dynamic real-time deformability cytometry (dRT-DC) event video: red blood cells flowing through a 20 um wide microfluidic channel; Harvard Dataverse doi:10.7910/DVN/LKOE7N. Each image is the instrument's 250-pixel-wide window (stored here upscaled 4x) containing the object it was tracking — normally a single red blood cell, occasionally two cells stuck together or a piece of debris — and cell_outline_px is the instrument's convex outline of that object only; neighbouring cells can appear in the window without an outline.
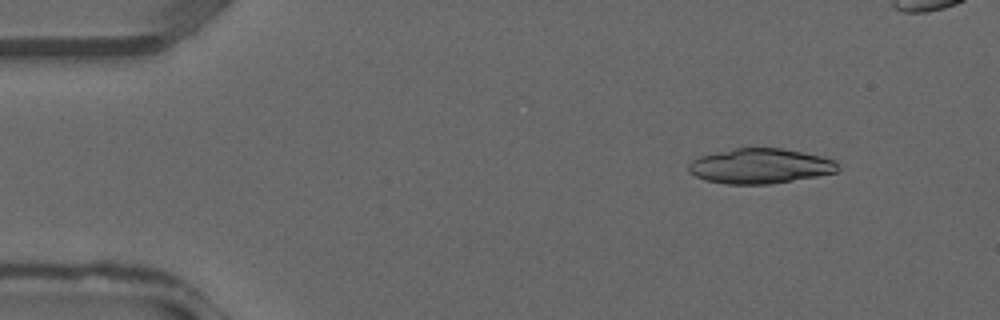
{"species": "common noctule bat (a hibernating species)", "species_latin": "Nyctalus noctula", "temperature_condition": "warm", "stored_images_in_passage": 16, "camera_frame_rate_fps": 3000, "um_per_image_px": 0.085, "animal": {"sex": "male", "forearm_length_mm": 52.5}, "frame": {"image": 1, "passage_image": 4, "time_ms": 1.0, "image_size_px": [1000, 320], "cell_outline_px": [[840, 168], [836, 172], [816, 176], [768, 184], [724, 184], [704, 180], [688, 172], [688, 164], [692, 160], [700, 156], [736, 148], [784, 148], [820, 156], [836, 160], [840, 164]], "centroid_in_image_um": [64.61, 14.11], "position_along_channel_um": 20.4, "area_um2": 30.46}}